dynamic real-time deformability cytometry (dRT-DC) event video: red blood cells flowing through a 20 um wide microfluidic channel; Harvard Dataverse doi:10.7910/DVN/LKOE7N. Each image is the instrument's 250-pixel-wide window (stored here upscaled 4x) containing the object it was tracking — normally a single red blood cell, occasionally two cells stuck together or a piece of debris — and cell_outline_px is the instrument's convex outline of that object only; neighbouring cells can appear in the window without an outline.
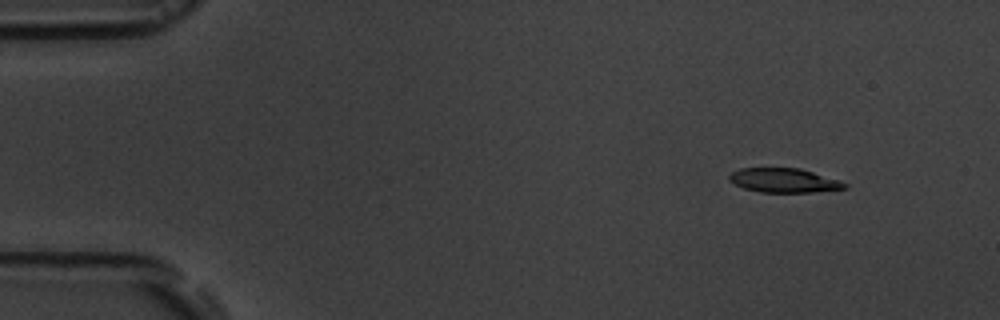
{"species": "common noctule bat (a hibernating species)", "species_latin": "Nyctalus noctula", "temperature_condition": "room temperature", "stored_images_in_passage": 3, "camera_frame_rate_fps": 3000, "um_per_image_px": 0.085, "animal": {"sex": "male", "body_mass_g": 19.5, "forearm_length_mm": 54.6}, "frame": {"image": 1, "passage_image": 1, "time_ms": 0.0, "image_size_px": [1000, 320], "cell_outline_px": [[848, 188], [812, 192], [760, 192], [744, 188], [728, 180], [728, 176], [732, 172], [740, 168], [800, 168], [840, 180], [848, 184]], "centroid_in_image_um": [66.65, 15.33], "position_along_channel_um": 18.3, "area_um2": 16.3}}